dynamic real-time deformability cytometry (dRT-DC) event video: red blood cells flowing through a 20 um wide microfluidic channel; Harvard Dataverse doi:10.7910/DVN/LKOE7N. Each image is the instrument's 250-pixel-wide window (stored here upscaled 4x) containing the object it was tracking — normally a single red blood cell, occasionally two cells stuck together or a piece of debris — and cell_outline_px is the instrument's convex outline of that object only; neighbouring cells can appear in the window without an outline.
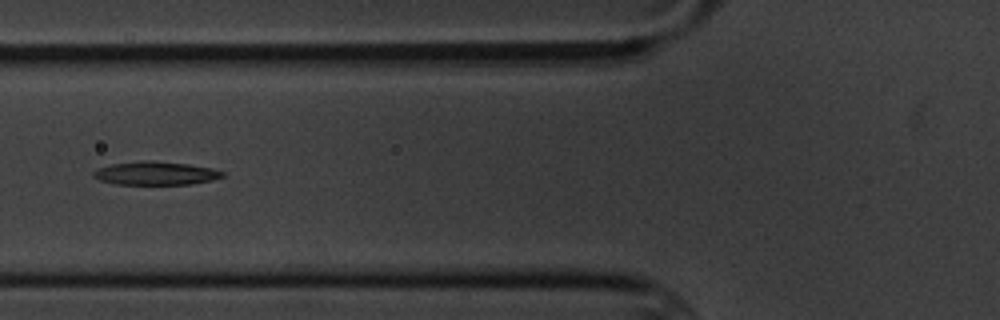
{"species": "common noctule bat (a hibernating species)", "species_latin": "Nyctalus noctula", "temperature_condition": "cold", "stored_images_in_passage": 13, "camera_frame_rate_fps": 3000, "um_per_image_px": 0.085, "animal": {"sex": "male", "body_mass_g": 20.1, "forearm_length_mm": 53.5}, "frame": {"image": 1, "passage_image": 6, "time_ms": 6.667, "image_size_px": [1000, 320], "cell_outline_px": [[224, 176], [212, 180], [192, 184], [116, 184], [100, 180], [92, 176], [92, 172], [100, 168], [112, 164], [144, 160], [148, 160], [188, 164], [212, 168], [224, 172]], "centroid_in_image_um": [13.24, 14.73], "position_along_channel_um": 112.6, "area_um2": 17.46}}
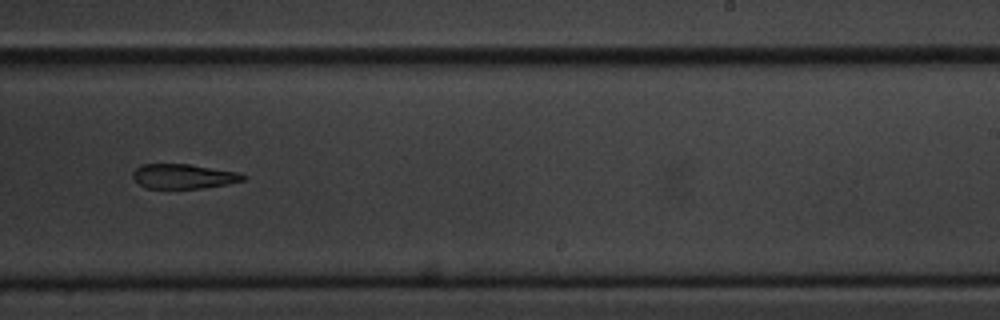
{"frame": {"image": 2, "passage_image": 10, "time_ms": 11.333, "image_size_px": [1000, 320], "cell_outline_px": [[248, 176], [244, 180], [228, 184], [200, 188], [148, 188], [140, 184], [132, 176], [132, 172], [140, 164], [188, 164], [236, 172]], "centroid_in_image_um": [15.59, 14.98], "position_along_channel_um": 273.4, "area_um2": 15.66}}
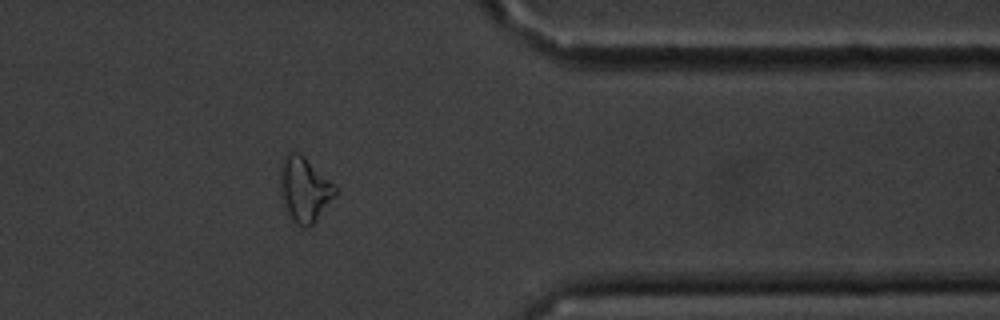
{"frame": {"image": 3, "passage_image": 13, "time_ms": 15.0, "image_size_px": [1000, 320], "cell_outline_px": [[340, 192], [316, 220], [312, 224], [296, 224], [292, 220], [288, 212], [284, 200], [280, 184], [280, 164], [284, 156], [288, 152], [300, 152], [336, 184]], "centroid_in_image_um": [25.94, 16.03], "position_along_channel_um": 385.5, "area_um2": 20.81}}